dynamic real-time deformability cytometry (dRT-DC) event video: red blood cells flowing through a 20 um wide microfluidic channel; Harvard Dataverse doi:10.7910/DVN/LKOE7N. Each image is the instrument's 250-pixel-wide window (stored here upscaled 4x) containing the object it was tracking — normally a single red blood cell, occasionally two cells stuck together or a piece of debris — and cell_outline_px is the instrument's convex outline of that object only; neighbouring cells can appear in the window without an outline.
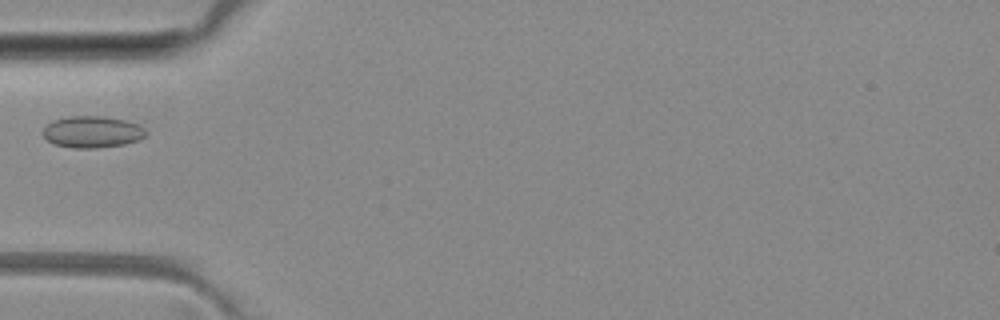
{"species": "common noctule bat (a hibernating species)", "species_latin": "Nyctalus noctula", "temperature_condition": "room temperature", "stored_images_in_passage": 4, "camera_frame_rate_fps": 3000, "um_per_image_px": 0.085, "animal": {"sex": "female", "body_mass_g": 29.2, "forearm_length_mm": 56.3}, "frame": {"image": 1, "passage_image": 3, "time_ms": 3.333, "image_size_px": [1000, 320], "cell_outline_px": [[148, 132], [140, 140], [124, 144], [96, 148], [72, 148], [56, 144], [48, 140], [44, 136], [44, 128], [52, 120], [72, 116], [104, 116], [124, 120], [136, 124], [144, 128]], "centroid_in_image_um": [7.86, 11.21], "position_along_channel_um": 77.1, "area_um2": 18.84}}
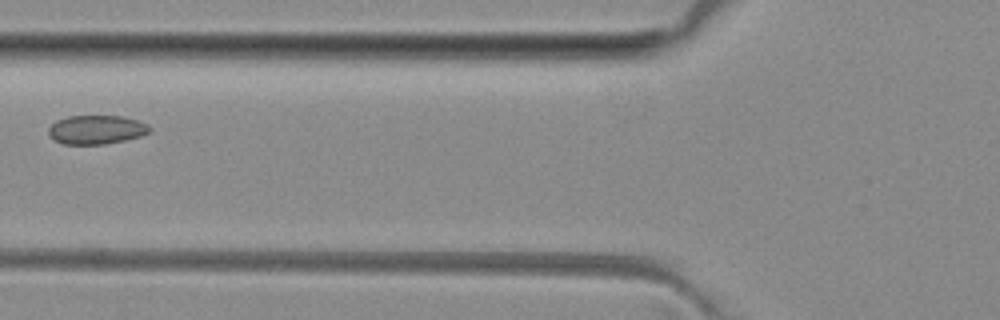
{"frame": {"image": 2, "passage_image": 4, "time_ms": 4.333, "image_size_px": [1000, 320], "cell_outline_px": [[152, 128], [148, 132], [140, 136], [124, 140], [104, 144], [64, 144], [56, 140], [48, 132], [48, 128], [56, 120], [68, 116], [120, 116], [136, 120], [148, 124]], "centroid_in_image_um": [8.19, 11.01], "position_along_channel_um": 117.6, "area_um2": 16.82}}